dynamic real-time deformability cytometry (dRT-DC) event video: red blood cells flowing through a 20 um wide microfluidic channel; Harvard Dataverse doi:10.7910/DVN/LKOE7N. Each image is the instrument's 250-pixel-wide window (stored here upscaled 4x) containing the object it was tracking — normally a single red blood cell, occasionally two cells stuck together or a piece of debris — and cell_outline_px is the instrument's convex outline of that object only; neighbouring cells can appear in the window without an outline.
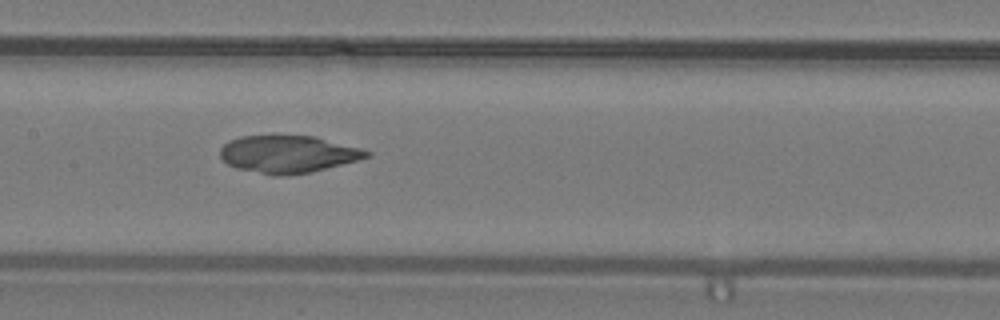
{"species": "common noctule bat (a hibernating species)", "species_latin": "Nyctalus noctula", "temperature_condition": "warm", "stored_images_in_passage": 48, "camera_frame_rate_fps": 3000, "um_per_image_px": 0.085, "animal": {"sex": "male", "body_mass_g": 19.2, "forearm_length_mm": 51.8}, "frame": {"image": 1, "passage_image": 24, "time_ms": 7.667, "image_size_px": [1000, 320], "cell_outline_px": [[372, 156], [308, 172], [288, 176], [272, 176], [236, 168], [228, 164], [220, 156], [220, 148], [228, 140], [240, 136], [312, 136], [360, 148], [372, 152]], "centroid_in_image_um": [24.43, 13.11], "position_along_channel_um": 183.0, "area_um2": 31.62}}
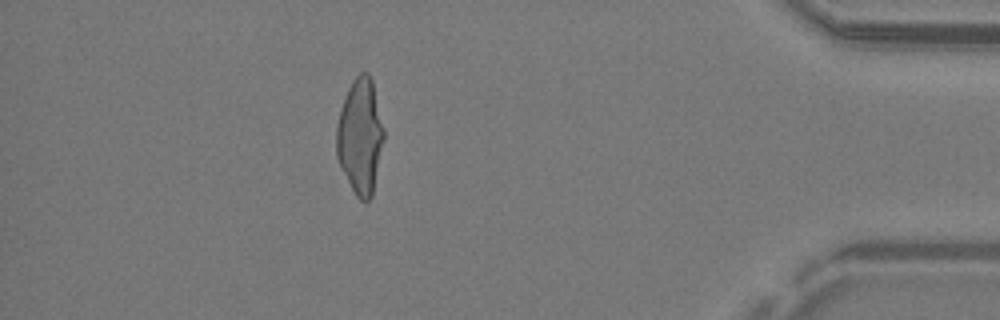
{"frame": {"image": 2, "passage_image": 43, "time_ms": 14.0, "image_size_px": [1000, 320], "cell_outline_px": [[384, 140], [372, 196], [368, 200], [360, 200], [356, 196], [340, 168], [336, 156], [336, 124], [340, 108], [348, 88], [352, 80], [360, 72], [368, 72], [372, 80], [384, 128]], "centroid_in_image_um": [30.6, 11.58], "position_along_channel_um": 404.6, "area_um2": 32.08}}